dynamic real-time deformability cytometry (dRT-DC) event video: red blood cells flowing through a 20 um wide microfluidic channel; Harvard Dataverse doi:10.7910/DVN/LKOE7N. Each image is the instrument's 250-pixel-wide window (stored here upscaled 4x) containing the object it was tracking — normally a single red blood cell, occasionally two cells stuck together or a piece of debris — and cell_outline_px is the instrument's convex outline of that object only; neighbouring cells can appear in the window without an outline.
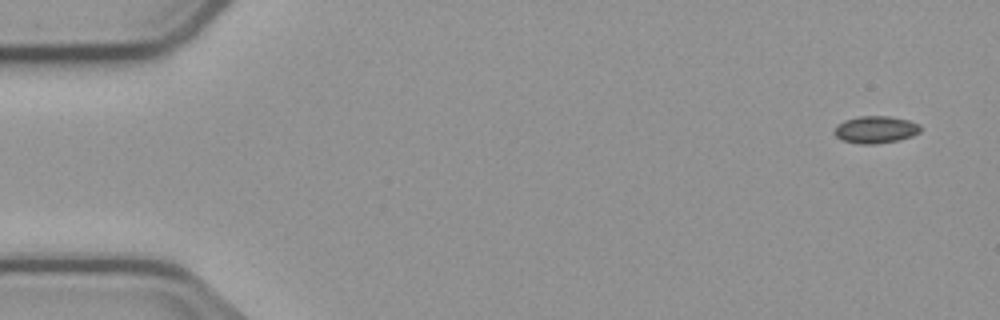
{"species": "common noctule bat (a hibernating species)", "species_latin": "Nyctalus noctula", "temperature_condition": "cold", "stored_images_in_passage": 4, "camera_frame_rate_fps": 3000, "um_per_image_px": 0.085, "animal": {"sex": "male", "body_mass_g": 23.1, "forearm_length_mm": 52.7}, "frame": {"image": 1, "passage_image": 1, "time_ms": 0.0, "image_size_px": [1000, 320], "cell_outline_px": [[920, 132], [912, 136], [896, 140], [876, 144], [860, 144], [844, 140], [836, 136], [832, 132], [836, 124], [844, 120], [860, 116], [888, 116], [908, 120], [920, 124]], "centroid_in_image_um": [74.4, 11.01], "position_along_channel_um": 10.6, "area_um2": 13.64}}